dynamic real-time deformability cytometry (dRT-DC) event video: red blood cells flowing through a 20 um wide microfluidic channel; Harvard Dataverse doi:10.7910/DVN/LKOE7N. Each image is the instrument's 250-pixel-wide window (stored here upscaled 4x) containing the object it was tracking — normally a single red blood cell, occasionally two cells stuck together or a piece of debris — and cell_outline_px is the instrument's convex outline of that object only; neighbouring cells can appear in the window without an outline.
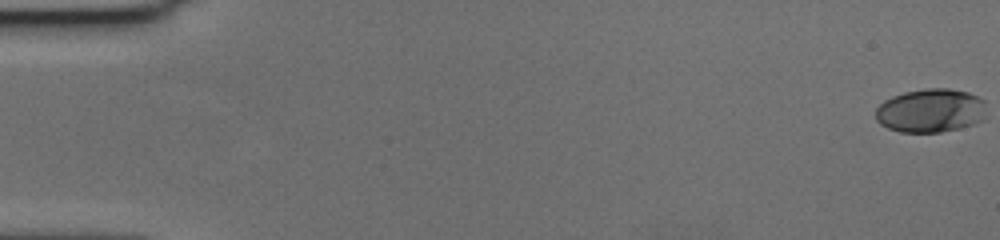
{"species": "human", "species_latin": "Homo sapiens", "temperature_condition": "cold", "stored_images_in_passage": 58, "camera_frame_rate_fps": 3000, "um_per_image_px": 0.085, "donor": {"sex": "female"}, "frame": {"image": 1, "passage_image": 1, "time_ms": 0.0, "image_size_px": [1000, 240], "cell_outline_px": [[984, 120], [960, 128], [940, 132], [900, 132], [888, 128], [880, 124], [876, 120], [876, 108], [884, 100], [892, 96], [904, 92], [924, 88], [948, 88], [968, 92], [984, 100]], "centroid_in_image_um": [79.08, 9.4], "position_along_channel_um": 5.9, "area_um2": 28.32}}
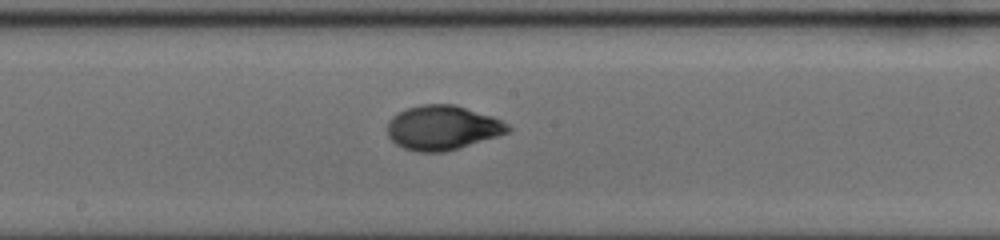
{"frame": {"image": 2, "passage_image": 33, "time_ms": 10.667, "image_size_px": [1000, 240], "cell_outline_px": [[512, 128], [508, 132], [496, 136], [444, 152], [420, 152], [404, 148], [396, 144], [388, 136], [388, 120], [392, 116], [408, 108], [420, 104], [456, 104], [492, 116], [508, 124]], "centroid_in_image_um": [37.59, 10.84], "position_along_channel_um": 210.6, "area_um2": 30.98}}
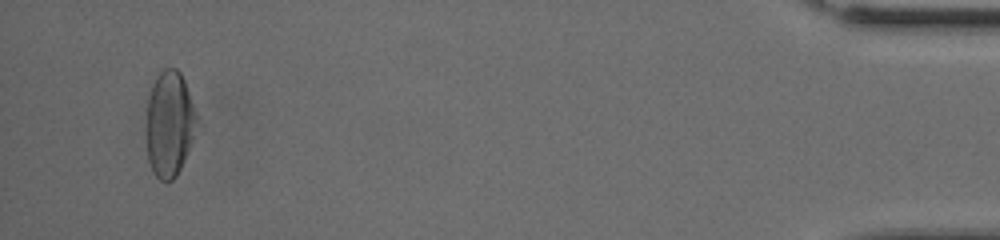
{"frame": {"image": 3, "passage_image": 57, "time_ms": 18.667, "image_size_px": [1000, 240], "cell_outline_px": [[196, 120], [188, 148], [180, 168], [176, 176], [172, 180], [160, 180], [152, 172], [148, 160], [148, 96], [152, 84], [156, 76], [164, 68], [176, 68], [180, 72], [184, 80], [196, 116]], "centroid_in_image_um": [14.37, 10.5], "position_along_channel_um": 420.8, "area_um2": 29.88}, "authors_computed_cell_mechanics": {"area_um2": 29.9693, "velocity_mm_per_s": 3.6033, "shape_relaxation_time_tau1_ms": 3.325, "shape_relaxation_time_tau2_ms": 1.2714, "deformation_change_tau1": 0.1837, "deformation_change_tau2": 0.0468}}